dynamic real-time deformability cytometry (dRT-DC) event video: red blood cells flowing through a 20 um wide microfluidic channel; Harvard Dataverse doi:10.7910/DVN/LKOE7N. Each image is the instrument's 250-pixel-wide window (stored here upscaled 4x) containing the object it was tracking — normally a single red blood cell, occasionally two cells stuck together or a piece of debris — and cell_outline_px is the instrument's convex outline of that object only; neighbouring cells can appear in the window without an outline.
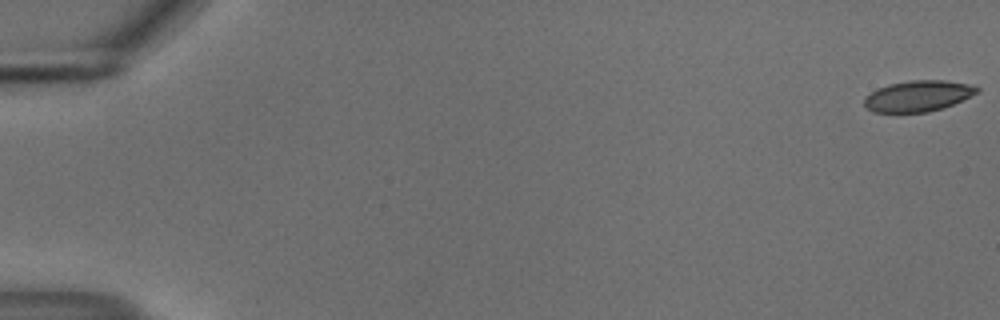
{"species": "common noctule bat (a hibernating species)", "species_latin": "Nyctalus noctula", "temperature_condition": "cold", "stored_images_in_passage": 56, "camera_frame_rate_fps": 3000, "um_per_image_px": 0.085, "animal": {"sex": "male", "body_mass_g": 18.8}, "frame": {"image": 1, "passage_image": 1, "time_ms": 0.0, "image_size_px": [1000, 320], "cell_outline_px": [[980, 92], [944, 108], [928, 112], [872, 112], [864, 104], [864, 96], [876, 88], [888, 84], [908, 80], [944, 80], [972, 84], [980, 88]], "centroid_in_image_um": [78.04, 8.15], "position_along_channel_um": 7.0, "area_um2": 20.63}}
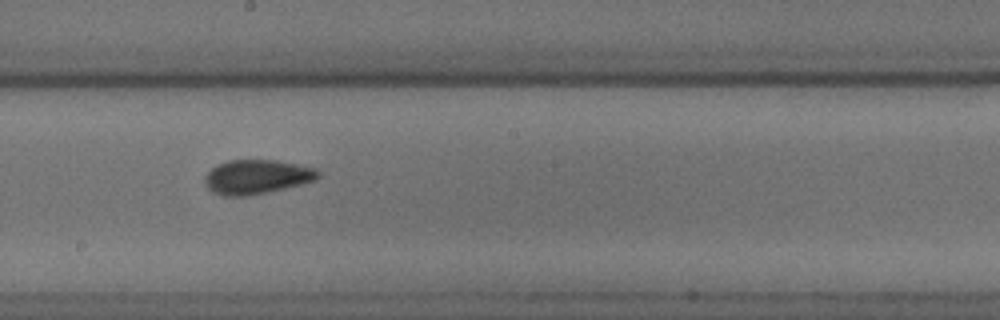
{"frame": {"image": 2, "passage_image": 32, "time_ms": 10.333, "image_size_px": [1000, 320], "cell_outline_px": [[320, 176], [316, 180], [268, 192], [248, 196], [224, 196], [212, 192], [208, 188], [204, 180], [204, 176], [216, 164], [228, 160], [276, 160], [316, 168], [320, 172]], "centroid_in_image_um": [21.81, 15.03], "position_along_channel_um": 226.4, "area_um2": 22.72}}
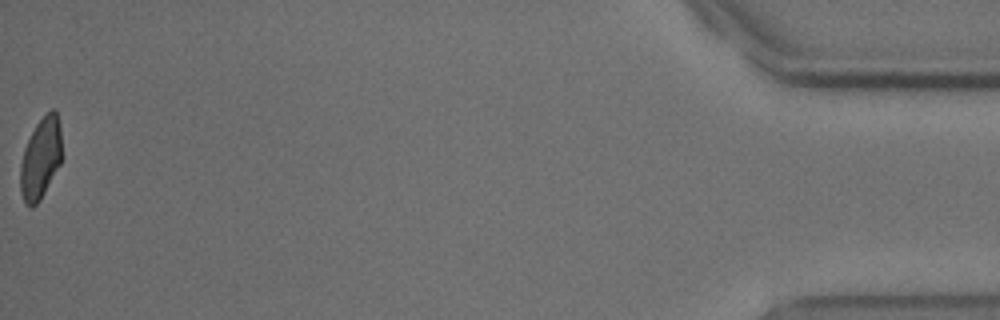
{"frame": {"image": 3, "passage_image": 56, "time_ms": 18.333, "image_size_px": [1000, 320], "cell_outline_px": [[60, 164], [40, 200], [32, 208], [24, 200], [20, 192], [20, 164], [24, 148], [36, 124], [52, 108], [56, 108], [60, 128]], "centroid_in_image_um": [3.44, 13.46], "position_along_channel_um": 431.8, "area_um2": 19.31}, "authors_computed_cell_mechanics": {"area_um2": 21.4149, "velocity_mm_per_s": 3.6902, "shape_relaxation_time_tau1_ms": null, "shape_relaxation_time_tau2_ms": 1.5076, "deformation_change_tau1": null, "deformation_change_tau2": 0.0643}}